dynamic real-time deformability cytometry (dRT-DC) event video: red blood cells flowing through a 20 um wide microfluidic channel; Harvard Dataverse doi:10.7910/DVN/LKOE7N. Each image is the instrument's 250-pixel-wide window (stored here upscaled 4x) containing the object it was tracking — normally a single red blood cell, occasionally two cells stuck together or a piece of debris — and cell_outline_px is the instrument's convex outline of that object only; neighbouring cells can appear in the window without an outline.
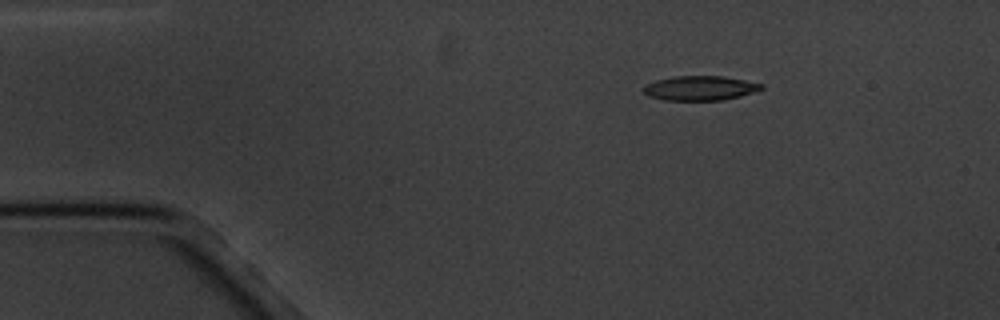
{"species": "common noctule bat (a hibernating species)", "species_latin": "Nyctalus noctula", "temperature_condition": "cold", "stored_images_in_passage": 3, "camera_frame_rate_fps": 3000, "um_per_image_px": 0.085, "animal": {"sex": "male", "body_mass_g": 20.1, "forearm_length_mm": 53.5}, "frame": {"image": 1, "passage_image": 1, "time_ms": 0.0, "image_size_px": [1000, 320], "cell_outline_px": [[764, 88], [740, 96], [724, 100], [664, 100], [648, 96], [644, 92], [644, 88], [648, 84], [656, 80], [672, 76], [724, 76], [764, 84]], "centroid_in_image_um": [59.52, 7.49], "position_along_channel_um": 25.5, "area_um2": 16.76}}